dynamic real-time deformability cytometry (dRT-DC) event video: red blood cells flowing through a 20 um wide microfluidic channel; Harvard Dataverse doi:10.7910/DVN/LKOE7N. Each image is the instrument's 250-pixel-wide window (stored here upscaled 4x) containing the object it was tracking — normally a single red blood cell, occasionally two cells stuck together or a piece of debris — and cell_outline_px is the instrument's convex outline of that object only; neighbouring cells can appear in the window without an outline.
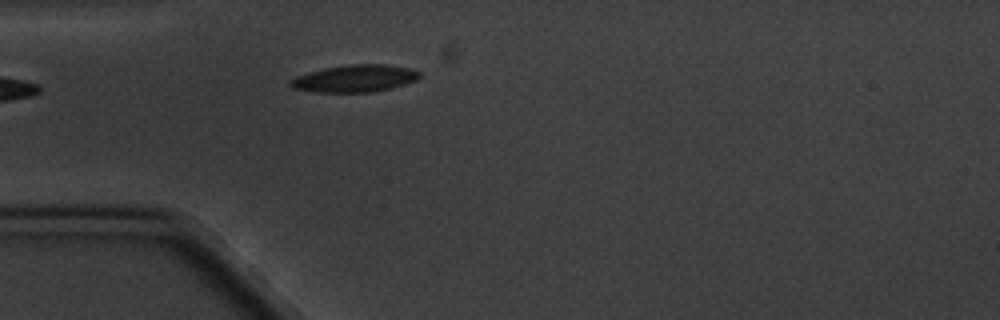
{"species": "common noctule bat (a hibernating species)", "species_latin": "Nyctalus noctula", "temperature_condition": "cold", "stored_images_in_passage": 3, "camera_frame_rate_fps": 3000, "um_per_image_px": 0.085, "animal": {"sex": "male", "body_mass_g": 20.1, "forearm_length_mm": 53.5}, "frame": {"image": 1, "passage_image": 3, "time_ms": 2.333, "image_size_px": [1000, 320], "cell_outline_px": [[420, 76], [416, 80], [392, 88], [372, 92], [316, 92], [292, 88], [288, 84], [288, 80], [296, 76], [324, 68], [348, 64], [388, 64], [412, 68], [420, 72]], "centroid_in_image_um": [30.16, 6.66], "position_along_channel_um": 54.8, "area_um2": 20.63}}